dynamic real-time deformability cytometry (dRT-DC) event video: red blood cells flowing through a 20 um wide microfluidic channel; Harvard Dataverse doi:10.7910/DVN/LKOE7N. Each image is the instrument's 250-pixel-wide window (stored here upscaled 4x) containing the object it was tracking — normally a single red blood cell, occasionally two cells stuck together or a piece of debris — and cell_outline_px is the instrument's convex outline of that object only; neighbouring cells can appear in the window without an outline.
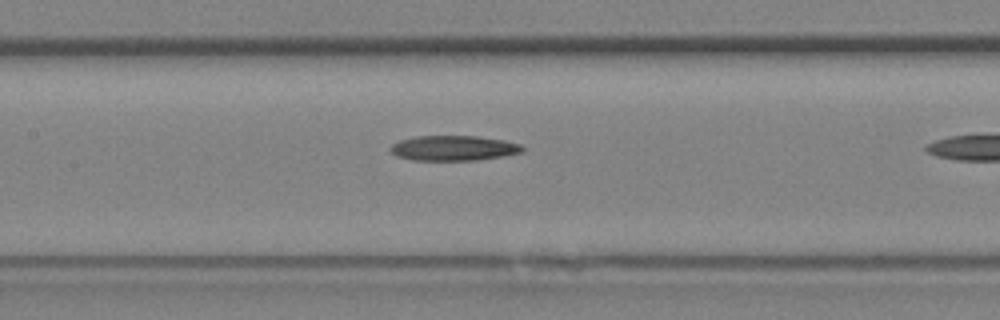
{"species": "Egyptian fruit bat (a non-hibernating species)", "species_latin": "Rousettus aegyptiacus", "temperature_condition": "room temperature", "stored_images_in_passage": 11, "camera_frame_rate_fps": 3000, "um_per_image_px": 0.085, "animal": {"sex": "female"}, "frame": {"image": 1, "passage_image": 10, "time_ms": 3.0, "image_size_px": [1000, 320], "cell_outline_px": [[524, 152], [504, 156], [476, 160], [412, 160], [396, 156], [388, 148], [392, 144], [400, 140], [416, 136], [476, 136], [504, 140], [520, 144], [524, 148]], "centroid_in_image_um": [38.55, 12.59], "position_along_channel_um": 168.8, "area_um2": 19.36}}